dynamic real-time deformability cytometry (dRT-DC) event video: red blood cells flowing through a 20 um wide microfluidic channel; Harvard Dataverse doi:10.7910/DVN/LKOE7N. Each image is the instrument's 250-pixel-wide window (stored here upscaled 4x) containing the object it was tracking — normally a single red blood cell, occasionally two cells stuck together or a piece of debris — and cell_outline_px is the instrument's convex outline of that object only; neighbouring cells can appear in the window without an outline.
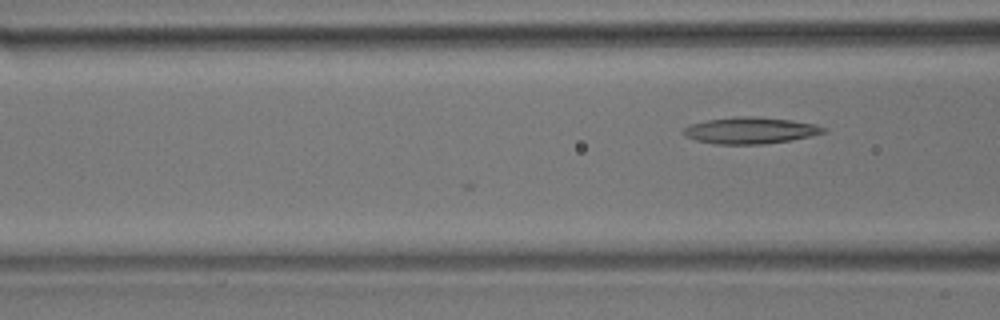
{"species": "common noctule bat (a hibernating species)", "species_latin": "Nyctalus noctula", "temperature_condition": "room temperature", "stored_images_in_passage": 7, "camera_frame_rate_fps": 3000, "um_per_image_px": 0.085, "animal": {"sex": "male", "body_mass_g": 17.9}, "frame": {"image": 1, "passage_image": 7, "time_ms": 2.0, "image_size_px": [1000, 320], "cell_outline_px": [[828, 132], [792, 140], [764, 144], [716, 144], [696, 140], [684, 136], [680, 132], [688, 124], [708, 120], [732, 116], [756, 116], [792, 120], [816, 124], [828, 128]], "centroid_in_image_um": [63.78, 11.08], "position_along_channel_um": 102.8, "area_um2": 22.02}}